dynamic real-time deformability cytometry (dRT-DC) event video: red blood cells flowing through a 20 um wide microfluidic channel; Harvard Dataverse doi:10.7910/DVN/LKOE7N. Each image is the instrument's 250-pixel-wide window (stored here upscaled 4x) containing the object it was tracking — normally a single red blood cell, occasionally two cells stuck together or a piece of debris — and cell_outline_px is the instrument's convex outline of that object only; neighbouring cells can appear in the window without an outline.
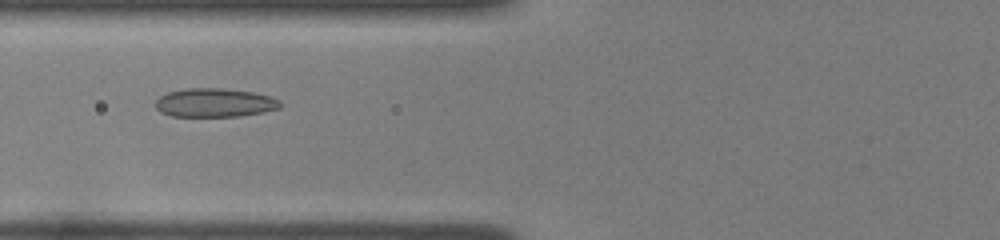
{"species": "common noctule bat (a hibernating species)", "species_latin": "Nyctalus noctula", "temperature_condition": "room temperature", "stored_images_in_passage": 44, "camera_frame_rate_fps": 3000, "um_per_image_px": 0.085, "animal": {"sex": "female", "body_mass_g": 22.0, "forearm_length_mm": 56.7}, "frame": {"image": 1, "passage_image": 15, "time_ms": 4.667, "image_size_px": [1000, 240], "cell_outline_px": [[280, 108], [264, 112], [240, 116], [172, 116], [160, 112], [156, 108], [156, 100], [160, 96], [168, 92], [184, 88], [224, 88], [252, 92], [272, 96], [280, 100]], "centroid_in_image_um": [18.26, 8.72], "position_along_channel_um": 107.5, "area_um2": 20.98}}
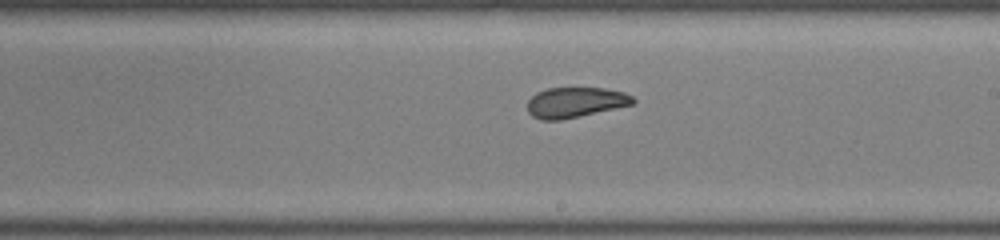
{"frame": {"image": 2, "passage_image": 25, "time_ms": 8.0, "image_size_px": [1000, 240], "cell_outline_px": [[636, 100], [632, 104], [580, 116], [560, 120], [540, 120], [532, 116], [528, 112], [528, 100], [536, 92], [548, 88], [604, 88], [624, 92], [632, 96]], "centroid_in_image_um": [48.87, 8.7], "position_along_channel_um": 240.1, "area_um2": 18.55}}
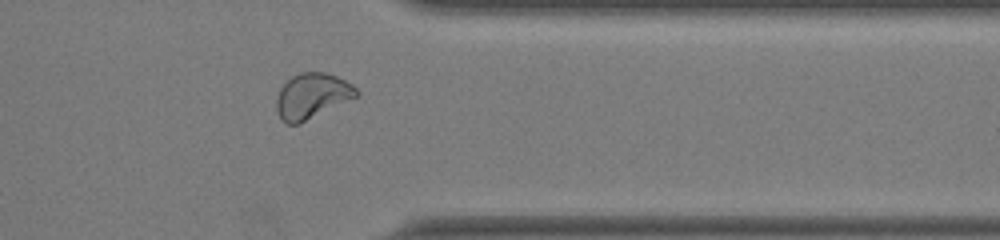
{"frame": {"image": 3, "passage_image": 36, "time_ms": 11.667, "image_size_px": [1000, 240], "cell_outline_px": [[360, 96], [300, 124], [288, 124], [280, 116], [276, 108], [276, 100], [280, 88], [292, 76], [300, 72], [324, 72], [336, 76], [352, 84], [360, 92]], "centroid_in_image_um": [26.56, 8.16], "position_along_channel_um": 384.8, "area_um2": 21.27}, "authors_computed_cell_mechanics": {"area_um2": 20.808, "velocity_mm_per_s": 3.9832, "shape_relaxation_time_tau1_ms": null, "shape_relaxation_time_tau2_ms": 1.1622, "deformation_change_tau1": null, "deformation_change_tau2": 0.053}}